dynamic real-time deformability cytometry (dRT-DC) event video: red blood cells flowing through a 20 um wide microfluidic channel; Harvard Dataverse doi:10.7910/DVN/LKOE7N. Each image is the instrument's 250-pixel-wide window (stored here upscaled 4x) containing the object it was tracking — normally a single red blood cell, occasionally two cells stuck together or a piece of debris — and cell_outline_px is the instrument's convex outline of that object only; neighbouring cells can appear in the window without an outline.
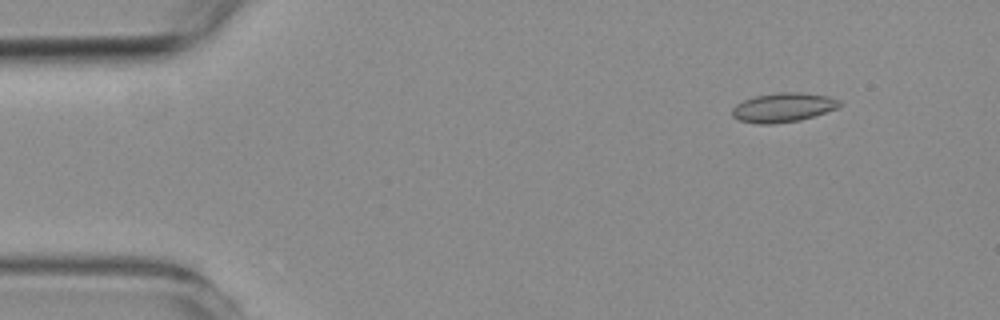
{"species": "common noctule bat (a hibernating species)", "species_latin": "Nyctalus noctula", "temperature_condition": "room temperature", "stored_images_in_passage": 56, "camera_frame_rate_fps": 3000, "um_per_image_px": 0.085, "animal": {"sex": "female", "body_mass_g": 19.3, "forearm_length_mm": 54.1}, "frame": {"image": 1, "passage_image": 6, "time_ms": 1.667, "image_size_px": [1000, 320], "cell_outline_px": [[840, 104], [836, 108], [800, 120], [772, 124], [760, 124], [740, 120], [732, 116], [732, 108], [736, 104], [744, 100], [756, 96], [780, 92], [800, 92], [828, 96], [840, 100]], "centroid_in_image_um": [66.54, 9.13], "position_along_channel_um": 18.5, "area_um2": 18.03}}
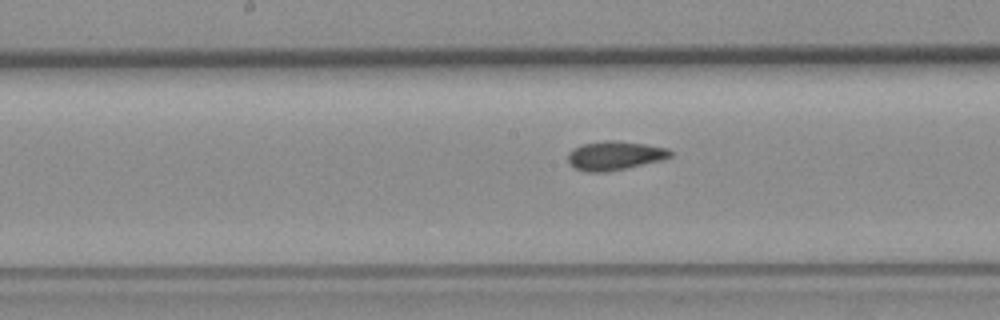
{"frame": {"image": 2, "passage_image": 28, "time_ms": 9.0, "image_size_px": [1000, 320], "cell_outline_px": [[672, 156], [660, 160], [608, 172], [588, 172], [576, 168], [568, 160], [568, 152], [572, 148], [580, 144], [604, 140], [616, 140], [644, 144], [668, 148], [672, 152]], "centroid_in_image_um": [52.23, 13.21], "position_along_channel_um": 196.0, "area_um2": 17.22}}
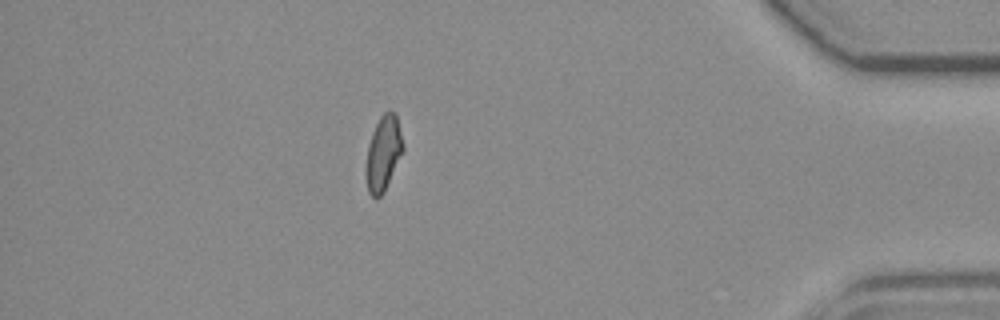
{"frame": {"image": 3, "passage_image": 49, "time_ms": 16.0, "image_size_px": [1000, 320], "cell_outline_px": [[404, 148], [384, 192], [376, 200], [368, 192], [364, 168], [368, 144], [372, 132], [380, 116], [388, 108], [396, 112], [404, 144]], "centroid_in_image_um": [32.56, 13.0], "position_along_channel_um": 402.6, "area_um2": 16.53}, "authors_computed_cell_mechanics": {"area_um2": 16.9354, "velocity_mm_per_s": 3.6415, "shape_relaxation_time_tau1_ms": null, "shape_relaxation_time_tau2_ms": 2.0749, "deformation_change_tau1": null, "deformation_change_tau2": 0.0764}}